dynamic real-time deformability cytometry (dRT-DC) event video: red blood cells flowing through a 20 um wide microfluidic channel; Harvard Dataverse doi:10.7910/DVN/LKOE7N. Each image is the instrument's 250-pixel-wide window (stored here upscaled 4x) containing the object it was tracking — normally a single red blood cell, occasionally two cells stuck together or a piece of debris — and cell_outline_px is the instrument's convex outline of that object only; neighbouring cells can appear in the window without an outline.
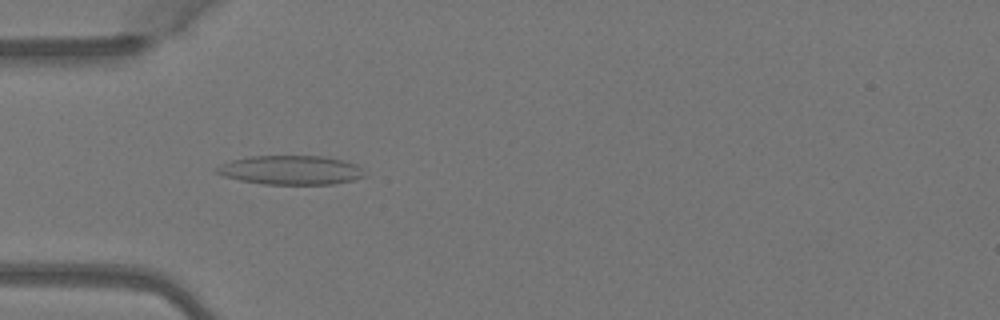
{"species": "Egyptian fruit bat (a non-hibernating species)", "species_latin": "Rousettus aegyptiacus", "temperature_condition": "warm", "stored_images_in_passage": 5, "camera_frame_rate_fps": 3000, "um_per_image_px": 0.085, "animal": {"sex": "female"}, "frame": {"image": 1, "passage_image": 4, "time_ms": 1.0, "image_size_px": [1000, 320], "cell_outline_px": [[364, 176], [356, 180], [332, 184], [264, 184], [240, 180], [224, 176], [216, 172], [212, 168], [220, 164], [232, 160], [248, 156], [320, 156], [340, 160], [356, 164], [360, 168]], "centroid_in_image_um": [24.66, 14.46], "position_along_channel_um": 60.3, "area_um2": 24.97}}
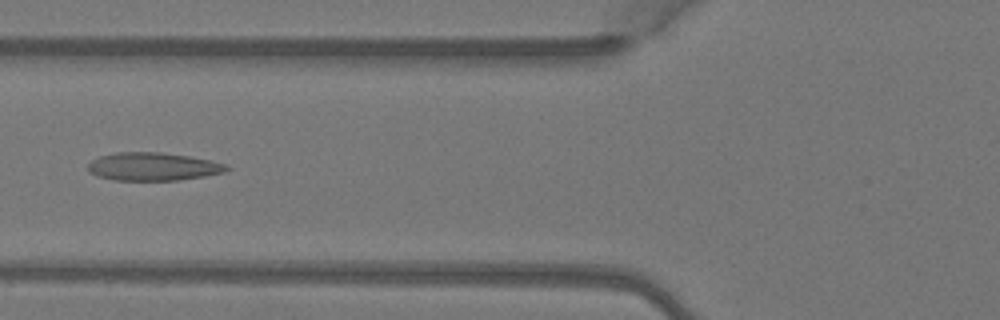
{"frame": {"image": 2, "passage_image": 5, "time_ms": 1.333, "image_size_px": [1000, 320], "cell_outline_px": [[232, 168], [224, 172], [204, 176], [176, 180], [112, 180], [96, 176], [88, 172], [88, 164], [92, 160], [100, 156], [116, 152], [160, 152], [188, 156], [212, 160], [228, 164]], "centroid_in_image_um": [13.01, 14.16], "position_along_channel_um": 112.8, "area_um2": 22.83}}